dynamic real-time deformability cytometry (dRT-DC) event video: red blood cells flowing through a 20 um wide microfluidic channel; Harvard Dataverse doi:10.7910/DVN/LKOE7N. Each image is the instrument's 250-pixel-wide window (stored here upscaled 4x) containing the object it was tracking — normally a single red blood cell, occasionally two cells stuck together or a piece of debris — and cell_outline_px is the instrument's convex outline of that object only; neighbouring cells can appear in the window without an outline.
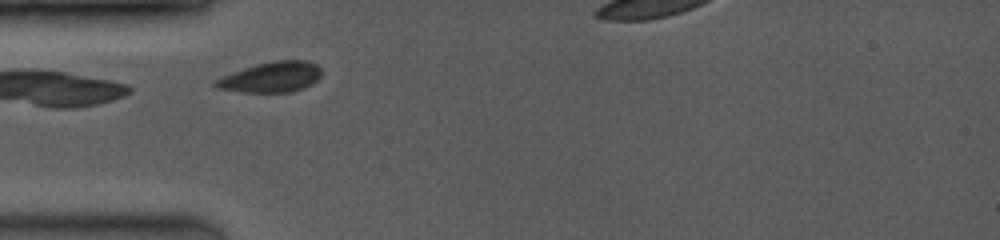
{"species": "common noctule bat (a hibernating species)", "species_latin": "Nyctalus noctula", "temperature_condition": "room temperature", "stored_images_in_passage": 7, "camera_frame_rate_fps": 3500, "um_per_image_px": 0.085, "animal": {"sex": "female", "body_mass_g": 19.0, "forearm_length_mm": 53.3}, "frame": {"image": 1, "passage_image": 2, "time_ms": 0.286, "image_size_px": [1000, 240], "cell_outline_px": [[320, 76], [312, 84], [304, 88], [292, 92], [244, 92], [216, 88], [212, 84], [216, 80], [232, 72], [256, 64], [272, 60], [304, 60], [316, 64], [320, 68]], "centroid_in_image_um": [23.06, 6.55], "position_along_channel_um": 61.9, "area_um2": 18.73}}